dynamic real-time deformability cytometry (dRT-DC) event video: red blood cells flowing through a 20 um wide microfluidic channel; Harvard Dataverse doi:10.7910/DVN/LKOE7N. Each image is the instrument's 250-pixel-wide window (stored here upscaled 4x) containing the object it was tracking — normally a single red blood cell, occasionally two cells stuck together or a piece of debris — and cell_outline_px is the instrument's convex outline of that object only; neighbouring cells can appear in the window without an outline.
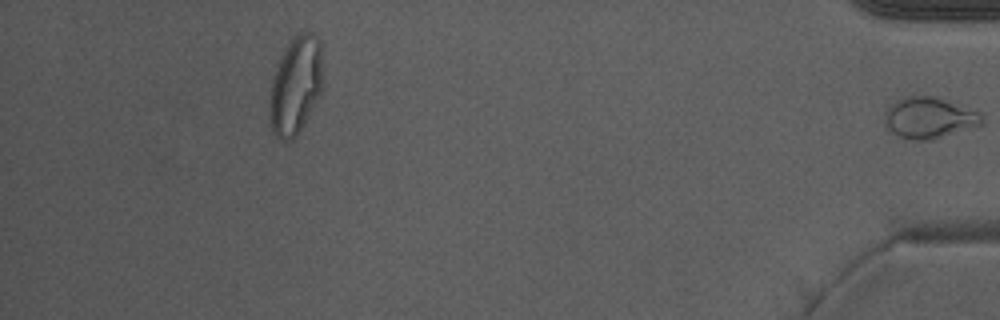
{"species": "Egyptian fruit bat (a non-hibernating species)", "species_latin": "Rousettus aegyptiacus", "temperature_condition": "warm", "stored_images_in_passage": 37, "camera_frame_rate_fps": 3000, "um_per_image_px": 0.085, "animal": {"sex": "male"}, "frame": {"image": 1, "passage_image": 37, "time_ms": 12.0, "image_size_px": [1000, 320], "cell_outline_px": [[984, 124], [928, 140], [912, 140], [900, 136], [892, 132], [888, 128], [884, 120], [884, 112], [892, 100], [904, 96], [940, 96], [980, 112], [984, 116]], "centroid_in_image_um": [78.98, 9.97], "position_along_channel_um": 356.2, "area_um2": 23.7}}